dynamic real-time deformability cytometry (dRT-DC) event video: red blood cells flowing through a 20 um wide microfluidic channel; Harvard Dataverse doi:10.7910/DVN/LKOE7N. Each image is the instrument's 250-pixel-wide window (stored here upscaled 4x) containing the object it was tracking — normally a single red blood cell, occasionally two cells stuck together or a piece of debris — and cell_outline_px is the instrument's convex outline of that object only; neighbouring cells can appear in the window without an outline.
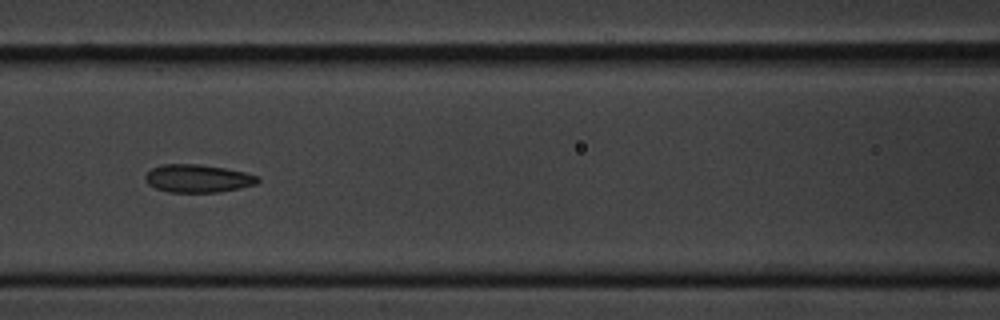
{"species": "common noctule bat (a hibernating species)", "species_latin": "Nyctalus noctula", "temperature_condition": "cold", "stored_images_in_passage": 15, "camera_frame_rate_fps": 3000, "um_per_image_px": 0.085, "animal": {"sex": "male", "body_mass_g": 20.1, "forearm_length_mm": 53.5}, "frame": {"image": 1, "passage_image": 7, "time_ms": 7.667, "image_size_px": [1000, 320], "cell_outline_px": [[260, 180], [256, 184], [240, 188], [220, 192], [168, 192], [156, 188], [148, 184], [144, 180], [144, 176], [152, 168], [160, 164], [196, 164], [224, 168], [244, 172], [256, 176]], "centroid_in_image_um": [16.78, 15.17], "position_along_channel_um": 149.8, "area_um2": 18.26}}
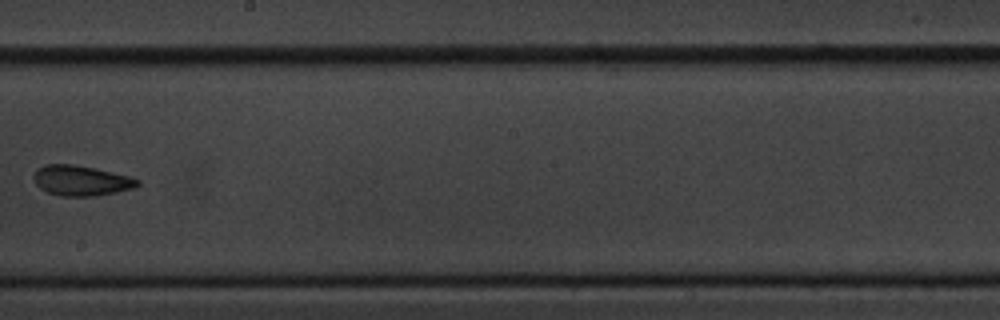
{"frame": {"image": 2, "passage_image": 9, "time_ms": 10.333, "image_size_px": [1000, 320], "cell_outline_px": [[140, 184], [136, 188], [96, 196], [60, 196], [48, 192], [40, 188], [36, 184], [32, 176], [44, 164], [72, 164], [92, 168], [128, 176], [140, 180]], "centroid_in_image_um": [6.9, 15.36], "position_along_channel_um": 241.3, "area_um2": 18.15}}
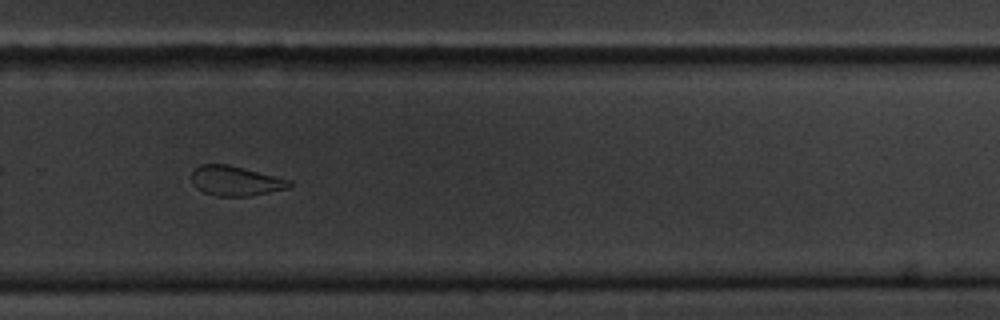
{"frame": {"image": 3, "passage_image": 11, "time_ms": 12.333, "image_size_px": [1000, 320], "cell_outline_px": [[292, 184], [288, 188], [248, 196], [216, 196], [204, 192], [196, 188], [192, 180], [192, 168], [200, 164], [228, 164], [292, 180]], "centroid_in_image_um": [20.0, 15.36], "position_along_channel_um": 309.8, "area_um2": 16.99}, "authors_computed_cell_mechanics": {"area_um2": 18.785, "velocity_mm_per_s": 3.4437, "shape_relaxation_time_tau1_ms": 7.0319, "shape_relaxation_time_tau2_ms": 2.3737, "deformation_change_tau1": 0.1044, "deformation_change_tau2": 0.0606}}